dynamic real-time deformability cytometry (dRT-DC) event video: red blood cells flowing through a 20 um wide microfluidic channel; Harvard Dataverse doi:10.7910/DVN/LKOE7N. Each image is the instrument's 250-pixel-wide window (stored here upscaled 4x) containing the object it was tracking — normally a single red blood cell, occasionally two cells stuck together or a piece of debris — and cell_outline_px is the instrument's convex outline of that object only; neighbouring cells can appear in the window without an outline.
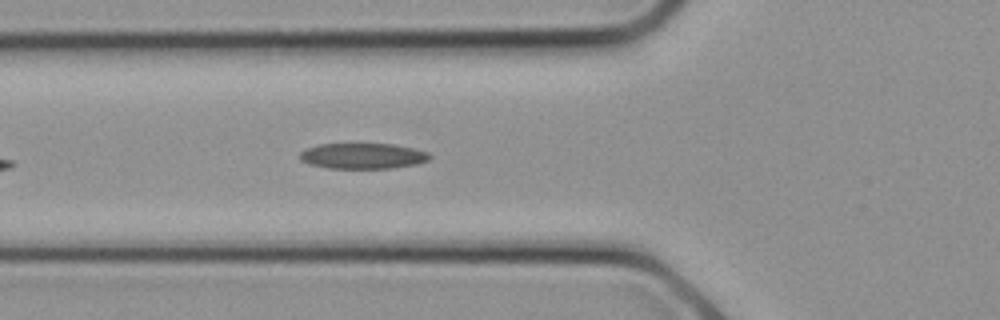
{"species": "common noctule bat (a hibernating species)", "species_latin": "Nyctalus noctula", "temperature_condition": "cold", "stored_images_in_passage": 2, "camera_frame_rate_fps": 3000, "um_per_image_px": 0.085, "animal": {"sex": "female", "body_mass_g": 21.9}, "frame": {"image": 1, "passage_image": 2, "time_ms": 0.333, "image_size_px": [1000, 320], "cell_outline_px": [[432, 156], [428, 160], [416, 164], [392, 168], [328, 168], [308, 164], [300, 160], [300, 152], [304, 148], [320, 144], [392, 144], [412, 148], [428, 152]], "centroid_in_image_um": [30.8, 13.25], "position_along_channel_um": 95.0, "area_um2": 19.42}}